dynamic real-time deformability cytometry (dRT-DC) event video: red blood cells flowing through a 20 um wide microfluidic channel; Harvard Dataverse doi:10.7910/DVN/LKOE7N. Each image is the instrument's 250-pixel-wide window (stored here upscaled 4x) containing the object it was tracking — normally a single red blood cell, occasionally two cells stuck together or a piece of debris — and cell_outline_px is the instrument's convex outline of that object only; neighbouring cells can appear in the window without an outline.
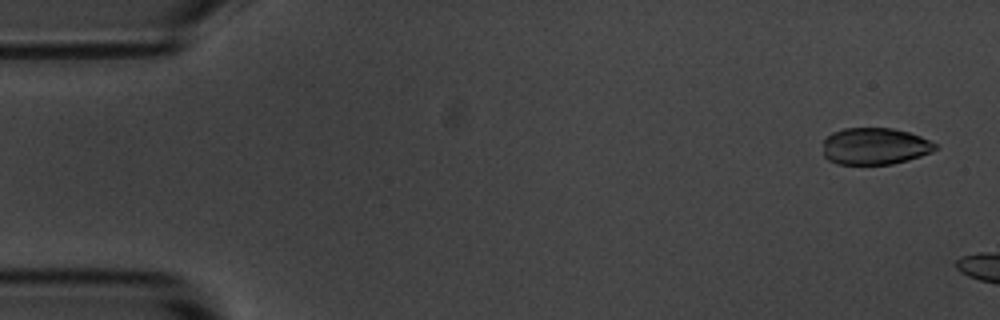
{"species": "common noctule bat (a hibernating species)", "species_latin": "Nyctalus noctula", "temperature_condition": "room temperature", "stored_images_in_passage": 6, "camera_frame_rate_fps": 3000, "um_per_image_px": 0.085, "animal": {"sex": "male", "body_mass_g": 20.1, "forearm_length_mm": 53.5}, "frame": {"image": 1, "passage_image": 2, "time_ms": 0.333, "image_size_px": [1000, 320], "cell_outline_px": [[936, 148], [932, 152], [908, 160], [892, 164], [836, 164], [828, 160], [824, 156], [824, 140], [832, 132], [844, 128], [892, 128], [908, 132], [920, 136], [936, 144]], "centroid_in_image_um": [74.34, 12.43], "position_along_channel_um": 10.7, "area_um2": 24.04}}